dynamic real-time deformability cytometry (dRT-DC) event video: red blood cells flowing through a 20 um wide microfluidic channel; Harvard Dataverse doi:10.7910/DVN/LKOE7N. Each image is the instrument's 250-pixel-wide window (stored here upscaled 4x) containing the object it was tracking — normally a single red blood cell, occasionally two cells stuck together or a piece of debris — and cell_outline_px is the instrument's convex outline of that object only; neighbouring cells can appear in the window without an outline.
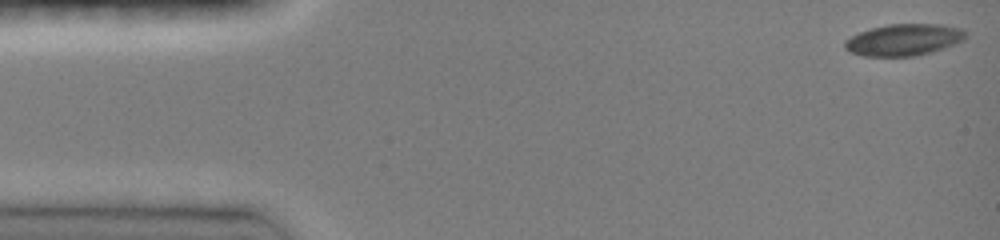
{"species": "common noctule bat (a hibernating species)", "species_latin": "Nyctalus noctula", "temperature_condition": "room temperature", "stored_images_in_passage": 46, "camera_frame_rate_fps": 3000, "um_per_image_px": 0.085, "animal": {"sex": "female", "body_mass_g": 19.0, "forearm_length_mm": 51.5}, "frame": {"image": 1, "passage_image": 1, "time_ms": 0.0, "image_size_px": [1000, 240], "cell_outline_px": [[968, 36], [964, 40], [944, 48], [916, 56], [864, 56], [852, 52], [844, 48], [844, 40], [860, 32], [872, 28], [888, 24], [940, 24], [964, 28]], "centroid_in_image_um": [76.87, 3.37], "position_along_channel_um": 8.1, "area_um2": 22.37}}
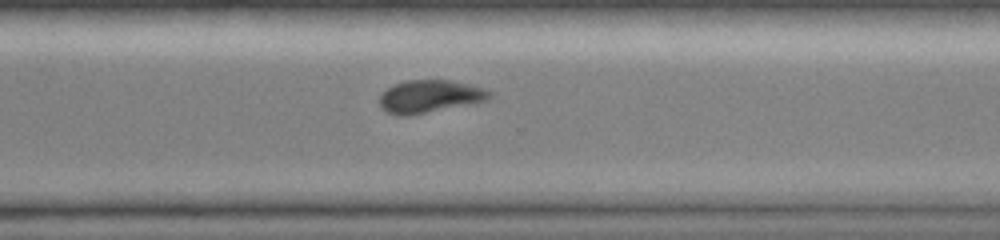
{"frame": {"image": 2, "passage_image": 34, "time_ms": 11.0, "image_size_px": [1000, 240], "cell_outline_px": [[492, 96], [484, 100], [408, 116], [396, 116], [384, 112], [380, 108], [380, 96], [388, 88], [396, 84], [408, 80], [452, 80], [488, 88], [492, 92]], "centroid_in_image_um": [36.51, 8.19], "position_along_channel_um": 334.1, "area_um2": 20.81}}
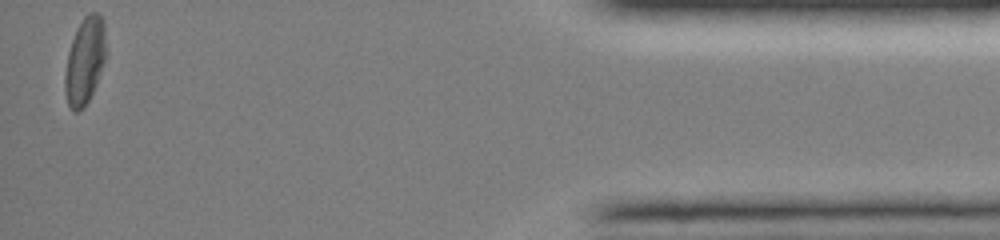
{"frame": {"image": 3, "passage_image": 46, "time_ms": 15.0, "image_size_px": [1000, 240], "cell_outline_px": [[104, 60], [96, 84], [84, 108], [76, 112], [72, 112], [68, 108], [64, 88], [64, 76], [68, 52], [76, 28], [84, 16], [88, 12], [96, 12], [104, 20]], "centroid_in_image_um": [7.17, 5.2], "position_along_channel_um": 428.0, "area_um2": 20.63}, "authors_computed_cell_mechanics": {"area_um2": 22.3397, "velocity_mm_per_s": 4.0228, "shape_relaxation_time_tau1_ms": 5.2168, "shape_relaxation_time_tau2_ms": null, "deformation_change_tau1": 0.1311, "deformation_change_tau2": null}}